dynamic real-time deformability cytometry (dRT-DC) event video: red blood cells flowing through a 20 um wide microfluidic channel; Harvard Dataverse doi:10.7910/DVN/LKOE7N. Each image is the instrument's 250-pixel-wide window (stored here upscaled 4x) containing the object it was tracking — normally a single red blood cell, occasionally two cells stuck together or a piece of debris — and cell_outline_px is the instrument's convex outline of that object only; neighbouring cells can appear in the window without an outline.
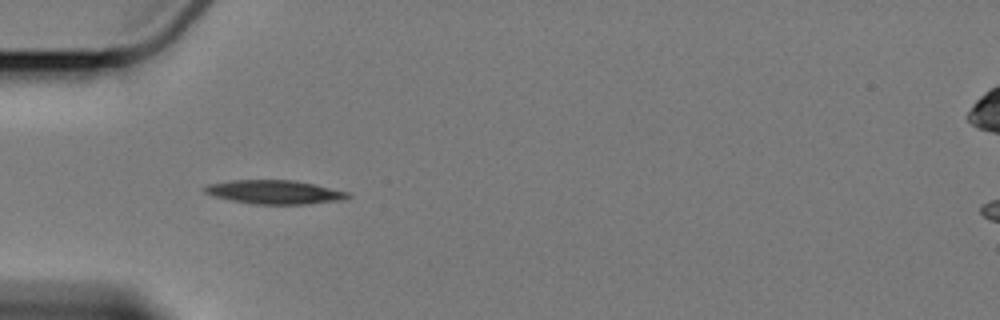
{"species": "Egyptian fruit bat (a non-hibernating species)", "species_latin": "Rousettus aegyptiacus", "temperature_condition": "cold", "stored_images_in_passage": 4, "camera_frame_rate_fps": 3000, "um_per_image_px": 0.085, "animal": {"sex": "female"}, "frame": {"image": 1, "passage_image": 4, "time_ms": 4.0, "image_size_px": [1000, 320], "cell_outline_px": [[352, 196], [340, 200], [308, 204], [256, 204], [232, 200], [216, 196], [204, 192], [204, 188], [208, 184], [232, 180], [292, 180], [316, 184], [348, 192]], "centroid_in_image_um": [23.37, 16.32], "position_along_channel_um": 61.6, "area_um2": 19.65}}